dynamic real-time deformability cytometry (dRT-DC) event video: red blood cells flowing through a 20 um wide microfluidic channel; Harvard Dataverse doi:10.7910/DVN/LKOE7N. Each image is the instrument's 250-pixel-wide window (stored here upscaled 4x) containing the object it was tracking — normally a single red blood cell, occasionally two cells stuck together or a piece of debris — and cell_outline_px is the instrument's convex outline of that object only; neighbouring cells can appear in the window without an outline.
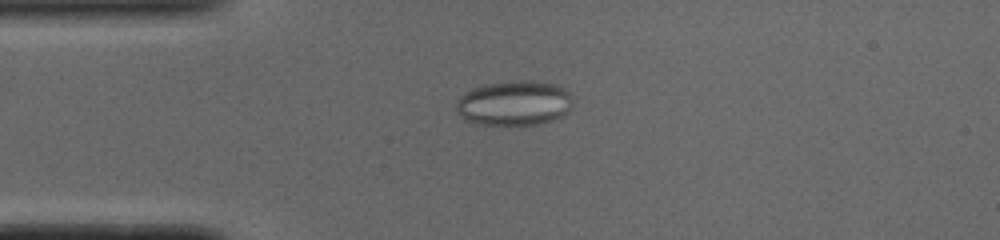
{"species": "common noctule bat (a hibernating species)", "species_latin": "Nyctalus noctula", "temperature_condition": "cold", "stored_images_in_passage": 43, "camera_frame_rate_fps": 3000, "um_per_image_px": 0.085, "animal": {"sex": "male", "body_mass_g": 19.0, "forearm_length_mm": 50.8}, "frame": {"image": 1, "passage_image": 1, "time_ms": 0.0, "image_size_px": [1000, 240], "cell_outline_px": [[572, 100], [568, 108], [560, 116], [536, 124], [520, 128], [476, 124], [464, 120], [456, 108], [456, 104], [460, 96], [476, 88], [488, 84], [512, 80], [532, 80], [556, 84], [564, 88], [572, 96]], "centroid_in_image_um": [43.68, 8.8], "position_along_channel_um": 41.3, "area_um2": 30.81}}
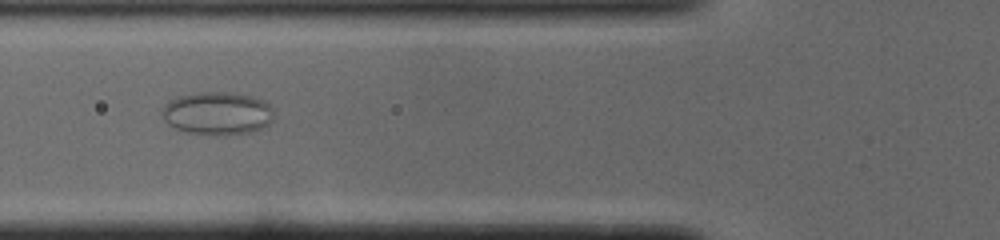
{"frame": {"image": 2, "passage_image": 8, "time_ms": 2.333, "image_size_px": [1000, 240], "cell_outline_px": [[272, 120], [268, 124], [252, 132], [224, 136], [208, 136], [184, 132], [168, 124], [164, 116], [164, 104], [168, 100], [176, 96], [204, 92], [232, 92], [252, 96], [268, 104]], "centroid_in_image_um": [18.43, 9.65], "position_along_channel_um": 107.4, "area_um2": 28.03}}